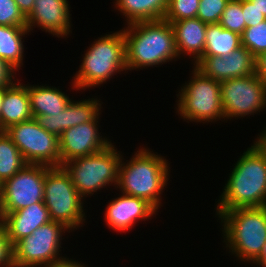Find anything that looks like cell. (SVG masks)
<instances>
[{
	"mask_svg": "<svg viewBox=\"0 0 266 267\" xmlns=\"http://www.w3.org/2000/svg\"><path fill=\"white\" fill-rule=\"evenodd\" d=\"M122 29L127 70L157 67L179 59L171 23L164 19L128 24Z\"/></svg>",
	"mask_w": 266,
	"mask_h": 267,
	"instance_id": "1",
	"label": "cell"
},
{
	"mask_svg": "<svg viewBox=\"0 0 266 267\" xmlns=\"http://www.w3.org/2000/svg\"><path fill=\"white\" fill-rule=\"evenodd\" d=\"M238 159L216 205L218 217L231 209L266 206V159L253 146Z\"/></svg>",
	"mask_w": 266,
	"mask_h": 267,
	"instance_id": "2",
	"label": "cell"
},
{
	"mask_svg": "<svg viewBox=\"0 0 266 267\" xmlns=\"http://www.w3.org/2000/svg\"><path fill=\"white\" fill-rule=\"evenodd\" d=\"M164 158L149 148L138 149L127 163L122 157L117 188L123 194L146 200L158 210L170 175V164Z\"/></svg>",
	"mask_w": 266,
	"mask_h": 267,
	"instance_id": "3",
	"label": "cell"
},
{
	"mask_svg": "<svg viewBox=\"0 0 266 267\" xmlns=\"http://www.w3.org/2000/svg\"><path fill=\"white\" fill-rule=\"evenodd\" d=\"M219 218L229 253L235 254L240 261L253 263L266 242V206L231 209Z\"/></svg>",
	"mask_w": 266,
	"mask_h": 267,
	"instance_id": "4",
	"label": "cell"
},
{
	"mask_svg": "<svg viewBox=\"0 0 266 267\" xmlns=\"http://www.w3.org/2000/svg\"><path fill=\"white\" fill-rule=\"evenodd\" d=\"M91 46V47H90ZM83 56L72 89H89L106 83L118 72L126 71L125 39L122 29L96 39Z\"/></svg>",
	"mask_w": 266,
	"mask_h": 267,
	"instance_id": "5",
	"label": "cell"
},
{
	"mask_svg": "<svg viewBox=\"0 0 266 267\" xmlns=\"http://www.w3.org/2000/svg\"><path fill=\"white\" fill-rule=\"evenodd\" d=\"M112 144L98 153L78 157L62 165L83 199L113 183L117 187L119 166L123 155Z\"/></svg>",
	"mask_w": 266,
	"mask_h": 267,
	"instance_id": "6",
	"label": "cell"
},
{
	"mask_svg": "<svg viewBox=\"0 0 266 267\" xmlns=\"http://www.w3.org/2000/svg\"><path fill=\"white\" fill-rule=\"evenodd\" d=\"M82 199L63 166H47L43 202L52 221L62 223L69 233L72 229L83 227L86 216Z\"/></svg>",
	"mask_w": 266,
	"mask_h": 267,
	"instance_id": "7",
	"label": "cell"
},
{
	"mask_svg": "<svg viewBox=\"0 0 266 267\" xmlns=\"http://www.w3.org/2000/svg\"><path fill=\"white\" fill-rule=\"evenodd\" d=\"M191 80L177 94V112L193 122H213L224 118L220 82L203 75L193 66Z\"/></svg>",
	"mask_w": 266,
	"mask_h": 267,
	"instance_id": "8",
	"label": "cell"
},
{
	"mask_svg": "<svg viewBox=\"0 0 266 267\" xmlns=\"http://www.w3.org/2000/svg\"><path fill=\"white\" fill-rule=\"evenodd\" d=\"M66 230L62 223L50 221L23 237L13 245V266L49 267L64 259L59 252Z\"/></svg>",
	"mask_w": 266,
	"mask_h": 267,
	"instance_id": "9",
	"label": "cell"
},
{
	"mask_svg": "<svg viewBox=\"0 0 266 267\" xmlns=\"http://www.w3.org/2000/svg\"><path fill=\"white\" fill-rule=\"evenodd\" d=\"M4 131L27 164L60 166L59 137L45 130L37 119L13 124Z\"/></svg>",
	"mask_w": 266,
	"mask_h": 267,
	"instance_id": "10",
	"label": "cell"
},
{
	"mask_svg": "<svg viewBox=\"0 0 266 267\" xmlns=\"http://www.w3.org/2000/svg\"><path fill=\"white\" fill-rule=\"evenodd\" d=\"M220 94L224 120L258 114L266 107V88L256 73L220 82Z\"/></svg>",
	"mask_w": 266,
	"mask_h": 267,
	"instance_id": "11",
	"label": "cell"
},
{
	"mask_svg": "<svg viewBox=\"0 0 266 267\" xmlns=\"http://www.w3.org/2000/svg\"><path fill=\"white\" fill-rule=\"evenodd\" d=\"M47 166L27 164L0 188V214L15 212L44 200Z\"/></svg>",
	"mask_w": 266,
	"mask_h": 267,
	"instance_id": "12",
	"label": "cell"
},
{
	"mask_svg": "<svg viewBox=\"0 0 266 267\" xmlns=\"http://www.w3.org/2000/svg\"><path fill=\"white\" fill-rule=\"evenodd\" d=\"M99 116L87 123H81L65 130L59 137L60 166L65 162L98 153L112 142L102 138L98 131Z\"/></svg>",
	"mask_w": 266,
	"mask_h": 267,
	"instance_id": "13",
	"label": "cell"
},
{
	"mask_svg": "<svg viewBox=\"0 0 266 267\" xmlns=\"http://www.w3.org/2000/svg\"><path fill=\"white\" fill-rule=\"evenodd\" d=\"M194 67L203 75L222 82L255 73V57L244 46L222 56H202Z\"/></svg>",
	"mask_w": 266,
	"mask_h": 267,
	"instance_id": "14",
	"label": "cell"
},
{
	"mask_svg": "<svg viewBox=\"0 0 266 267\" xmlns=\"http://www.w3.org/2000/svg\"><path fill=\"white\" fill-rule=\"evenodd\" d=\"M70 19L67 0H35L31 13L26 17L30 32L38 25L41 30L64 38L72 33Z\"/></svg>",
	"mask_w": 266,
	"mask_h": 267,
	"instance_id": "15",
	"label": "cell"
},
{
	"mask_svg": "<svg viewBox=\"0 0 266 267\" xmlns=\"http://www.w3.org/2000/svg\"><path fill=\"white\" fill-rule=\"evenodd\" d=\"M156 213L157 210L146 200L122 193L107 205L105 221L109 228L124 232L140 220L151 219Z\"/></svg>",
	"mask_w": 266,
	"mask_h": 267,
	"instance_id": "16",
	"label": "cell"
},
{
	"mask_svg": "<svg viewBox=\"0 0 266 267\" xmlns=\"http://www.w3.org/2000/svg\"><path fill=\"white\" fill-rule=\"evenodd\" d=\"M100 110L101 103L98 99L71 100L61 113L39 116L37 120L49 133L60 137L65 130L71 127L94 121L101 114Z\"/></svg>",
	"mask_w": 266,
	"mask_h": 267,
	"instance_id": "17",
	"label": "cell"
},
{
	"mask_svg": "<svg viewBox=\"0 0 266 267\" xmlns=\"http://www.w3.org/2000/svg\"><path fill=\"white\" fill-rule=\"evenodd\" d=\"M4 227L12 245L33 234L40 226L52 221L44 202L35 203L15 212L1 214Z\"/></svg>",
	"mask_w": 266,
	"mask_h": 267,
	"instance_id": "18",
	"label": "cell"
},
{
	"mask_svg": "<svg viewBox=\"0 0 266 267\" xmlns=\"http://www.w3.org/2000/svg\"><path fill=\"white\" fill-rule=\"evenodd\" d=\"M177 48V54L193 56L196 63L202 56L206 40V23L199 18L182 19L171 23ZM195 55V56H194Z\"/></svg>",
	"mask_w": 266,
	"mask_h": 267,
	"instance_id": "19",
	"label": "cell"
},
{
	"mask_svg": "<svg viewBox=\"0 0 266 267\" xmlns=\"http://www.w3.org/2000/svg\"><path fill=\"white\" fill-rule=\"evenodd\" d=\"M27 85L13 82L4 90L0 113V131L9 126L32 119Z\"/></svg>",
	"mask_w": 266,
	"mask_h": 267,
	"instance_id": "20",
	"label": "cell"
},
{
	"mask_svg": "<svg viewBox=\"0 0 266 267\" xmlns=\"http://www.w3.org/2000/svg\"><path fill=\"white\" fill-rule=\"evenodd\" d=\"M27 90L30 98V109L33 118L39 116L61 113L72 100L59 88L53 86H29Z\"/></svg>",
	"mask_w": 266,
	"mask_h": 267,
	"instance_id": "21",
	"label": "cell"
},
{
	"mask_svg": "<svg viewBox=\"0 0 266 267\" xmlns=\"http://www.w3.org/2000/svg\"><path fill=\"white\" fill-rule=\"evenodd\" d=\"M115 8L126 17L128 24L164 18L168 0H115Z\"/></svg>",
	"mask_w": 266,
	"mask_h": 267,
	"instance_id": "22",
	"label": "cell"
},
{
	"mask_svg": "<svg viewBox=\"0 0 266 267\" xmlns=\"http://www.w3.org/2000/svg\"><path fill=\"white\" fill-rule=\"evenodd\" d=\"M27 27L0 26V58L18 71L23 65V37L29 34Z\"/></svg>",
	"mask_w": 266,
	"mask_h": 267,
	"instance_id": "23",
	"label": "cell"
},
{
	"mask_svg": "<svg viewBox=\"0 0 266 267\" xmlns=\"http://www.w3.org/2000/svg\"><path fill=\"white\" fill-rule=\"evenodd\" d=\"M241 35L224 29L218 23L208 24L203 56H222L241 47Z\"/></svg>",
	"mask_w": 266,
	"mask_h": 267,
	"instance_id": "24",
	"label": "cell"
},
{
	"mask_svg": "<svg viewBox=\"0 0 266 267\" xmlns=\"http://www.w3.org/2000/svg\"><path fill=\"white\" fill-rule=\"evenodd\" d=\"M27 165L22 153L5 131H0V182L13 177Z\"/></svg>",
	"mask_w": 266,
	"mask_h": 267,
	"instance_id": "25",
	"label": "cell"
},
{
	"mask_svg": "<svg viewBox=\"0 0 266 267\" xmlns=\"http://www.w3.org/2000/svg\"><path fill=\"white\" fill-rule=\"evenodd\" d=\"M241 44L254 57L266 52V20L256 26L246 27L241 34Z\"/></svg>",
	"mask_w": 266,
	"mask_h": 267,
	"instance_id": "26",
	"label": "cell"
},
{
	"mask_svg": "<svg viewBox=\"0 0 266 267\" xmlns=\"http://www.w3.org/2000/svg\"><path fill=\"white\" fill-rule=\"evenodd\" d=\"M218 24L224 29L236 32L240 35L243 33L247 25L244 21L241 0H230L227 3Z\"/></svg>",
	"mask_w": 266,
	"mask_h": 267,
	"instance_id": "27",
	"label": "cell"
},
{
	"mask_svg": "<svg viewBox=\"0 0 266 267\" xmlns=\"http://www.w3.org/2000/svg\"><path fill=\"white\" fill-rule=\"evenodd\" d=\"M200 0H168L164 20L169 23L182 19L197 18Z\"/></svg>",
	"mask_w": 266,
	"mask_h": 267,
	"instance_id": "28",
	"label": "cell"
},
{
	"mask_svg": "<svg viewBox=\"0 0 266 267\" xmlns=\"http://www.w3.org/2000/svg\"><path fill=\"white\" fill-rule=\"evenodd\" d=\"M0 26L27 27V20L15 0H0Z\"/></svg>",
	"mask_w": 266,
	"mask_h": 267,
	"instance_id": "29",
	"label": "cell"
},
{
	"mask_svg": "<svg viewBox=\"0 0 266 267\" xmlns=\"http://www.w3.org/2000/svg\"><path fill=\"white\" fill-rule=\"evenodd\" d=\"M230 0H200L197 18L206 24L219 23L221 15Z\"/></svg>",
	"mask_w": 266,
	"mask_h": 267,
	"instance_id": "30",
	"label": "cell"
},
{
	"mask_svg": "<svg viewBox=\"0 0 266 267\" xmlns=\"http://www.w3.org/2000/svg\"><path fill=\"white\" fill-rule=\"evenodd\" d=\"M0 267H14L13 245L2 225H0Z\"/></svg>",
	"mask_w": 266,
	"mask_h": 267,
	"instance_id": "31",
	"label": "cell"
},
{
	"mask_svg": "<svg viewBox=\"0 0 266 267\" xmlns=\"http://www.w3.org/2000/svg\"><path fill=\"white\" fill-rule=\"evenodd\" d=\"M241 8L244 13V21L247 27L256 26L266 20V17L249 1L241 0Z\"/></svg>",
	"mask_w": 266,
	"mask_h": 267,
	"instance_id": "32",
	"label": "cell"
},
{
	"mask_svg": "<svg viewBox=\"0 0 266 267\" xmlns=\"http://www.w3.org/2000/svg\"><path fill=\"white\" fill-rule=\"evenodd\" d=\"M15 70L0 58V88L7 87L15 80Z\"/></svg>",
	"mask_w": 266,
	"mask_h": 267,
	"instance_id": "33",
	"label": "cell"
},
{
	"mask_svg": "<svg viewBox=\"0 0 266 267\" xmlns=\"http://www.w3.org/2000/svg\"><path fill=\"white\" fill-rule=\"evenodd\" d=\"M255 73L261 79L266 88V52L255 57Z\"/></svg>",
	"mask_w": 266,
	"mask_h": 267,
	"instance_id": "34",
	"label": "cell"
},
{
	"mask_svg": "<svg viewBox=\"0 0 266 267\" xmlns=\"http://www.w3.org/2000/svg\"><path fill=\"white\" fill-rule=\"evenodd\" d=\"M258 136L252 146L266 159V130Z\"/></svg>",
	"mask_w": 266,
	"mask_h": 267,
	"instance_id": "35",
	"label": "cell"
},
{
	"mask_svg": "<svg viewBox=\"0 0 266 267\" xmlns=\"http://www.w3.org/2000/svg\"><path fill=\"white\" fill-rule=\"evenodd\" d=\"M15 2L23 15L27 17L34 7L35 0H15Z\"/></svg>",
	"mask_w": 266,
	"mask_h": 267,
	"instance_id": "36",
	"label": "cell"
},
{
	"mask_svg": "<svg viewBox=\"0 0 266 267\" xmlns=\"http://www.w3.org/2000/svg\"><path fill=\"white\" fill-rule=\"evenodd\" d=\"M49 267H85L84 264L81 265L80 262L74 261V260H69V258H64L60 261H57L54 263L52 266Z\"/></svg>",
	"mask_w": 266,
	"mask_h": 267,
	"instance_id": "37",
	"label": "cell"
},
{
	"mask_svg": "<svg viewBox=\"0 0 266 267\" xmlns=\"http://www.w3.org/2000/svg\"><path fill=\"white\" fill-rule=\"evenodd\" d=\"M266 17V0H249Z\"/></svg>",
	"mask_w": 266,
	"mask_h": 267,
	"instance_id": "38",
	"label": "cell"
},
{
	"mask_svg": "<svg viewBox=\"0 0 266 267\" xmlns=\"http://www.w3.org/2000/svg\"><path fill=\"white\" fill-rule=\"evenodd\" d=\"M253 264H256L257 266H262L266 267V242L265 245L263 246V250L259 257L253 262Z\"/></svg>",
	"mask_w": 266,
	"mask_h": 267,
	"instance_id": "39",
	"label": "cell"
},
{
	"mask_svg": "<svg viewBox=\"0 0 266 267\" xmlns=\"http://www.w3.org/2000/svg\"><path fill=\"white\" fill-rule=\"evenodd\" d=\"M6 87H1L0 88V113H1V109H2V102H3V97H4V90Z\"/></svg>",
	"mask_w": 266,
	"mask_h": 267,
	"instance_id": "40",
	"label": "cell"
}]
</instances>
